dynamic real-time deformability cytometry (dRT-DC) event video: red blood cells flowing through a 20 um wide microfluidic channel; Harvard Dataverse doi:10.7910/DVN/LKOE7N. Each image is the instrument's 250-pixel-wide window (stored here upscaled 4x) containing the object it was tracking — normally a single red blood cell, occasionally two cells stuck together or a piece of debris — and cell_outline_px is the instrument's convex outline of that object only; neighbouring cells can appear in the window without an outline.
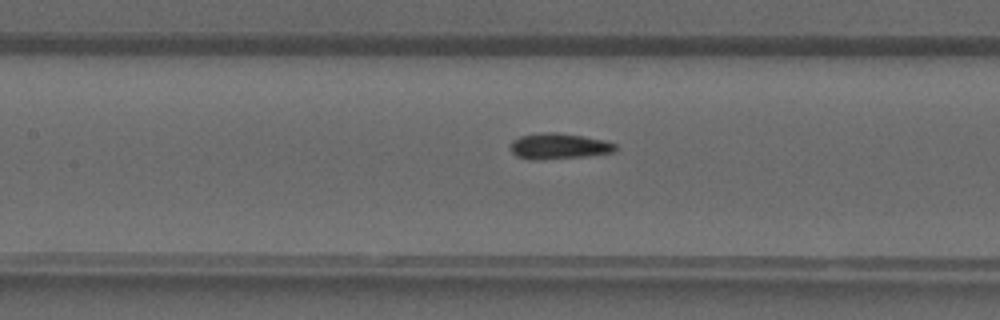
{"species": "common noctule bat (a hibernating species)", "species_latin": "Nyctalus noctula", "temperature_condition": "warm", "stored_images_in_passage": 40, "camera_frame_rate_fps": 3000, "um_per_image_px": 0.085, "animal": {"sex": "male", "forearm_length_mm": 52.5}, "frame": {"image": 1, "passage_image": 18, "time_ms": 5.667, "image_size_px": [1000, 320], "cell_outline_px": [[616, 152], [588, 156], [540, 160], [528, 160], [516, 156], [512, 152], [512, 140], [520, 136], [544, 132], [556, 132], [604, 140], [616, 144]], "centroid_in_image_um": [47.5, 12.44], "position_along_channel_um": 159.9, "area_um2": 15.84}}
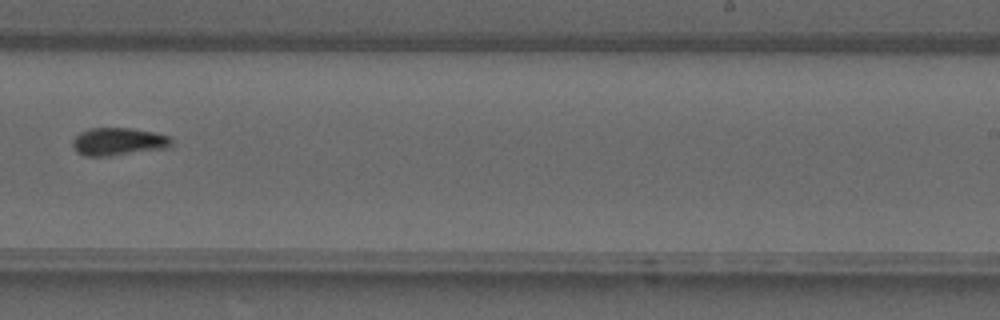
{"frame": {"image": 2, "passage_image": 25, "time_ms": 8.0, "image_size_px": [1000, 320], "cell_outline_px": [[172, 144], [168, 148], [104, 156], [84, 156], [76, 152], [72, 148], [72, 140], [80, 132], [88, 128], [132, 128], [156, 132], [168, 136], [172, 140]], "centroid_in_image_um": [10.03, 12.03], "position_along_channel_um": 279.0, "area_um2": 16.07}}
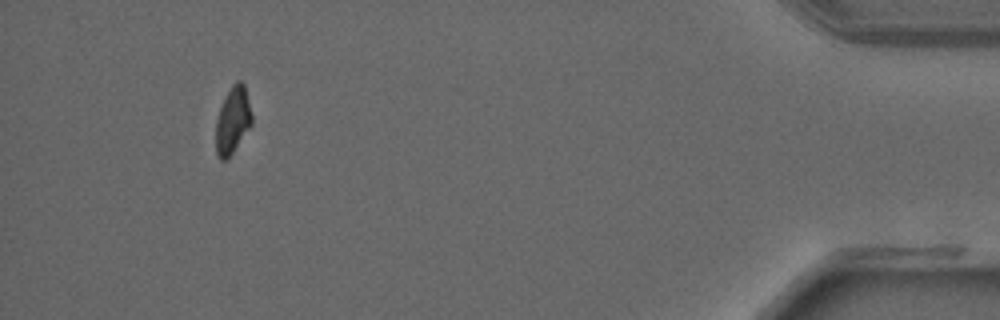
{"frame": {"image": 3, "passage_image": 37, "time_ms": 12.0, "image_size_px": [1000, 320], "cell_outline_px": [[252, 124], [232, 152], [224, 160], [220, 160], [216, 152], [216, 120], [220, 108], [232, 84], [236, 80], [240, 80], [244, 84], [252, 116]], "centroid_in_image_um": [19.78, 10.21], "position_along_channel_um": 415.4, "area_um2": 13.64}}